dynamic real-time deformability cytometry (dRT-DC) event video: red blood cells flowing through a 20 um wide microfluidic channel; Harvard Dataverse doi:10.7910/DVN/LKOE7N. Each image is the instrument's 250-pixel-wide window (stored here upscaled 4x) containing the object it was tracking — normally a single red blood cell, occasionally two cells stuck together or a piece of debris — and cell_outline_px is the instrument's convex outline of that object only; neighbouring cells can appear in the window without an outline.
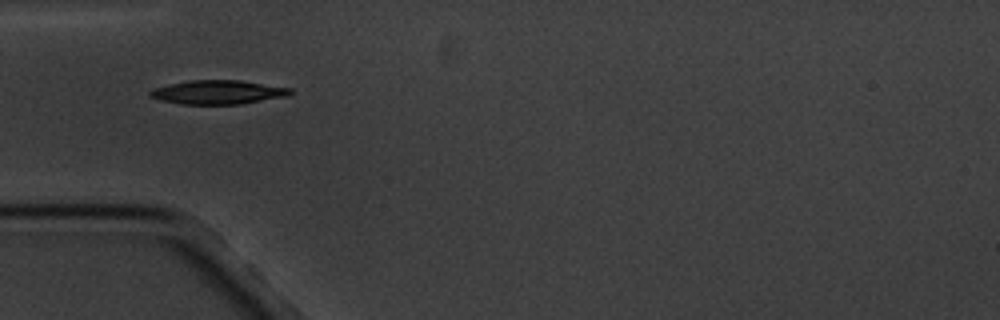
{"species": "common noctule bat (a hibernating species)", "species_latin": "Nyctalus noctula", "temperature_condition": "cold", "stored_images_in_passage": 3, "camera_frame_rate_fps": 3000, "um_per_image_px": 0.085, "animal": {"sex": "male", "body_mass_g": 20.1, "forearm_length_mm": 53.5}, "frame": {"image": 1, "passage_image": 1, "time_ms": 0.0, "image_size_px": [1000, 320], "cell_outline_px": [[292, 92], [288, 96], [240, 104], [180, 104], [160, 100], [152, 96], [148, 92], [156, 88], [188, 80], [240, 80], [292, 88]], "centroid_in_image_um": [18.58, 7.84], "position_along_channel_um": 66.4, "area_um2": 19.36}}
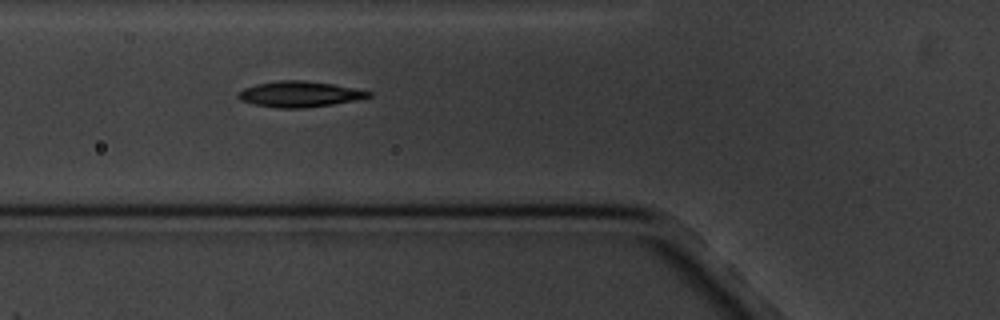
{"frame": {"image": 2, "passage_image": 2, "time_ms": 1.0, "image_size_px": [1000, 320], "cell_outline_px": [[372, 96], [332, 104], [304, 108], [276, 108], [252, 104], [240, 100], [236, 96], [244, 88], [256, 84], [280, 80], [304, 80], [332, 84], [372, 92]], "centroid_in_image_um": [25.4, 8.0], "position_along_channel_um": 100.4, "area_um2": 19.36}}
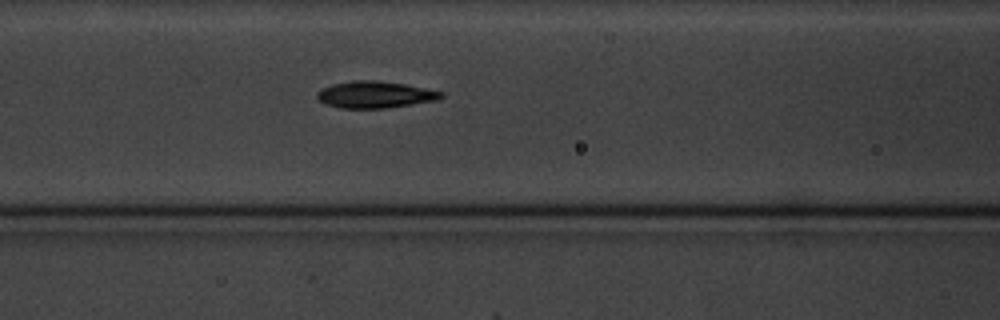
{"frame": {"image": 3, "passage_image": 3, "time_ms": 2.0, "image_size_px": [1000, 320], "cell_outline_px": [[444, 96], [440, 100], [388, 108], [340, 108], [324, 104], [316, 96], [316, 92], [332, 84], [352, 80], [380, 80], [404, 84], [444, 92]], "centroid_in_image_um": [31.9, 8.04], "position_along_channel_um": 134.7, "area_um2": 19.54}}